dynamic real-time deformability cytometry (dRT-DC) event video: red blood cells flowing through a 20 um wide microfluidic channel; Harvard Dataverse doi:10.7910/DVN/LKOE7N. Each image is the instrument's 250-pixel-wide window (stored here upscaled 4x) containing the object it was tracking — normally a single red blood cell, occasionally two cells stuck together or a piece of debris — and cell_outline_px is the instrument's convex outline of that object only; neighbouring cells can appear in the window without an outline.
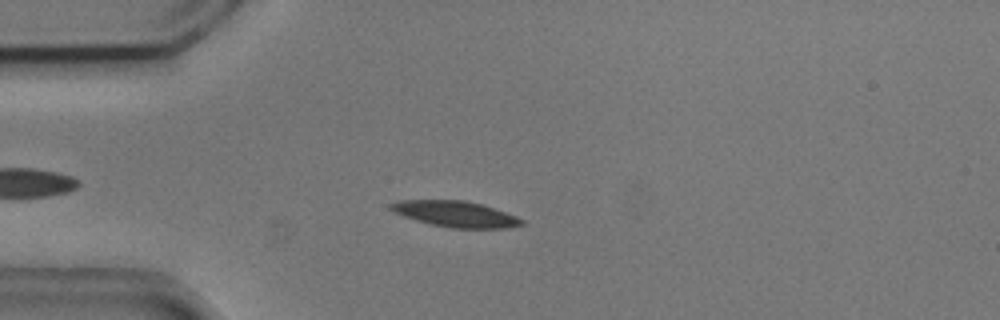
{"species": "common noctule bat (a hibernating species)", "species_latin": "Nyctalus noctula", "temperature_condition": "cold", "stored_images_in_passage": 48, "camera_frame_rate_fps": 3000, "um_per_image_px": 0.085, "animal": {"sex": "male", "body_mass_g": 20.5, "forearm_length_mm": 52.5}, "frame": {"image": 1, "passage_image": 8, "time_ms": 2.333, "image_size_px": [1000, 320], "cell_outline_px": [[524, 224], [504, 228], [452, 228], [432, 224], [416, 220], [404, 216], [388, 208], [388, 204], [396, 200], [464, 200], [480, 204], [516, 216], [524, 220]], "centroid_in_image_um": [38.67, 18.18], "position_along_channel_um": 46.3, "area_um2": 19.54}}
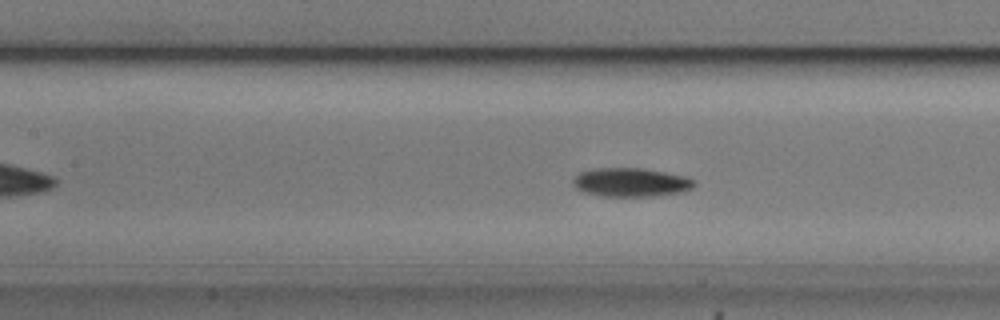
{"frame": {"image": 2, "passage_image": 18, "time_ms": 5.667, "image_size_px": [1000, 320], "cell_outline_px": [[696, 184], [692, 188], [684, 192], [652, 196], [604, 196], [584, 192], [576, 188], [572, 184], [572, 180], [580, 172], [592, 168], [644, 168], [688, 176], [696, 180]], "centroid_in_image_um": [53.67, 15.49], "position_along_channel_um": 153.7, "area_um2": 20.58}}
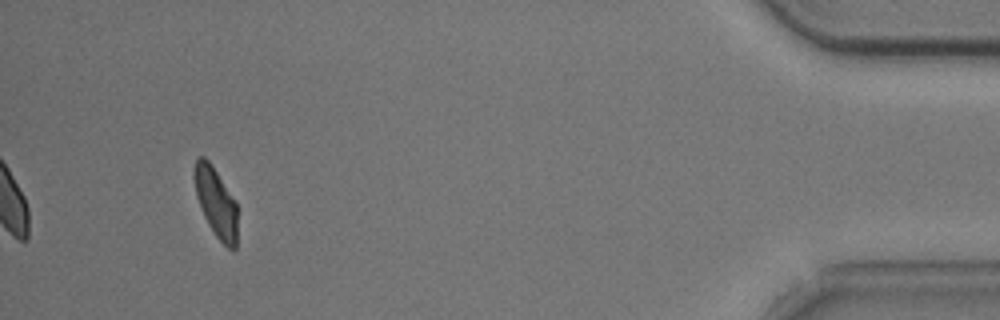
{"frame": {"image": 3, "passage_image": 45, "time_ms": 14.667, "image_size_px": [1000, 320], "cell_outline_px": [[236, 248], [232, 252], [216, 236], [208, 224], [204, 216], [196, 196], [192, 176], [192, 172], [196, 160], [200, 156], [204, 156], [208, 160], [236, 200]], "centroid_in_image_um": [18.33, 17.18], "position_along_channel_um": 416.9, "area_um2": 17.51}, "authors_computed_cell_mechanics": {"area_um2": 19.1029, "velocity_mm_per_s": 3.6973, "shape_relaxation_time_tau1_ms": 2.5319, "shape_relaxation_time_tau2_ms": 5.0449, "deformation_change_tau1": 0.1197, "deformation_change_tau2": 0.1021}}